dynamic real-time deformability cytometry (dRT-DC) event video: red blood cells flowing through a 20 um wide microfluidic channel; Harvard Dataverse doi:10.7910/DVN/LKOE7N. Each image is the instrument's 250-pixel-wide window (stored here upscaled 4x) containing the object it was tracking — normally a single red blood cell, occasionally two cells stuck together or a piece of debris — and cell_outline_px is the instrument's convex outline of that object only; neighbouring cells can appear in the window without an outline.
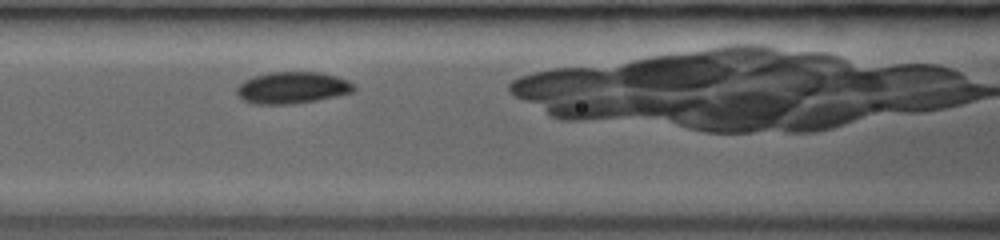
{"species": "common noctule bat (a hibernating species)", "species_latin": "Nyctalus noctula", "temperature_condition": "room temperature", "stored_images_in_passage": 16, "camera_frame_rate_fps": 3000, "um_per_image_px": 0.085, "animal": {"sex": "female", "body_mass_g": 19.0, "forearm_length_mm": 53.3}, "frame": {"image": 1, "passage_image": 3, "time_ms": 1.667, "image_size_px": [1000, 240], "cell_outline_px": [[356, 88], [352, 92], [336, 96], [316, 100], [292, 104], [256, 104], [244, 100], [236, 92], [236, 88], [244, 80], [252, 76], [268, 72], [320, 72], [336, 76], [348, 80], [356, 84]], "centroid_in_image_um": [24.86, 7.44], "position_along_channel_um": 141.7, "area_um2": 21.73}}
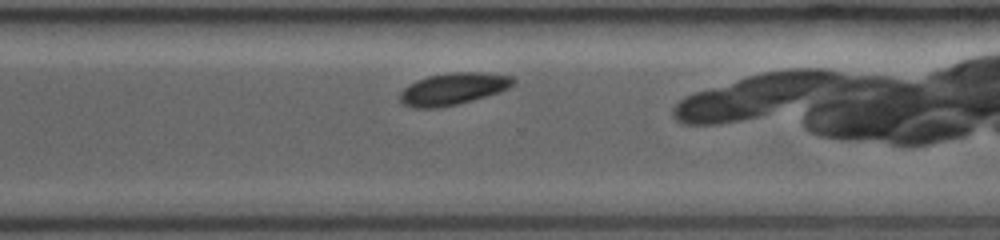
{"frame": {"image": 2, "passage_image": 12, "time_ms": 6.333, "image_size_px": [1000, 240], "cell_outline_px": [[516, 80], [508, 88], [500, 92], [472, 100], [440, 108], [412, 108], [404, 104], [400, 100], [400, 92], [408, 84], [416, 80], [428, 76], [448, 72], [480, 72], [512, 76]], "centroid_in_image_um": [38.49, 7.55], "position_along_channel_um": 332.1, "area_um2": 21.15}}